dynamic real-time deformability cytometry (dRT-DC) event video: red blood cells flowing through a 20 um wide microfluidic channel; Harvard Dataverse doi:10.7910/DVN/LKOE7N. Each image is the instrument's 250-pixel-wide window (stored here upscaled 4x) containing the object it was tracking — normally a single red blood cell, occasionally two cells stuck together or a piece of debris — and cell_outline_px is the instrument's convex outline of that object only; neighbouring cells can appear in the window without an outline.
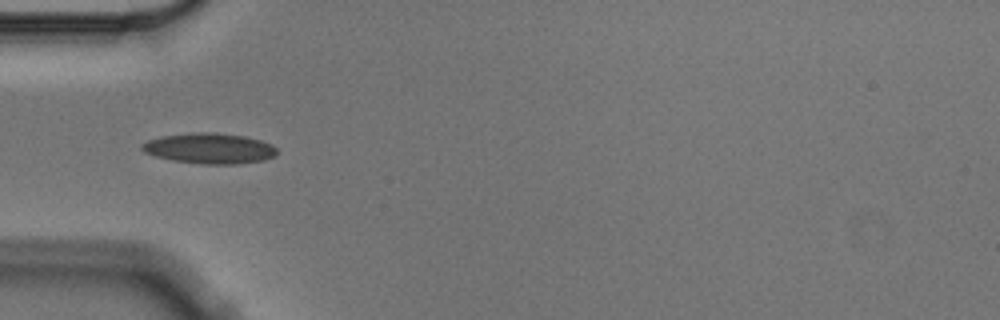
{"species": "Egyptian fruit bat (a non-hibernating species)", "species_latin": "Rousettus aegyptiacus", "temperature_condition": "cold", "stored_images_in_passage": 5, "camera_frame_rate_fps": 3000, "um_per_image_px": 0.085, "animal": {"sex": "male"}, "frame": {"image": 1, "passage_image": 1, "time_ms": 0.0, "image_size_px": [1000, 320], "cell_outline_px": [[276, 156], [264, 160], [236, 164], [204, 164], [172, 160], [156, 156], [144, 152], [140, 148], [140, 144], [148, 140], [160, 136], [192, 132], [216, 132], [244, 136], [260, 140], [272, 144], [276, 148]], "centroid_in_image_um": [17.79, 12.6], "position_along_channel_um": 67.2, "area_um2": 24.16}}
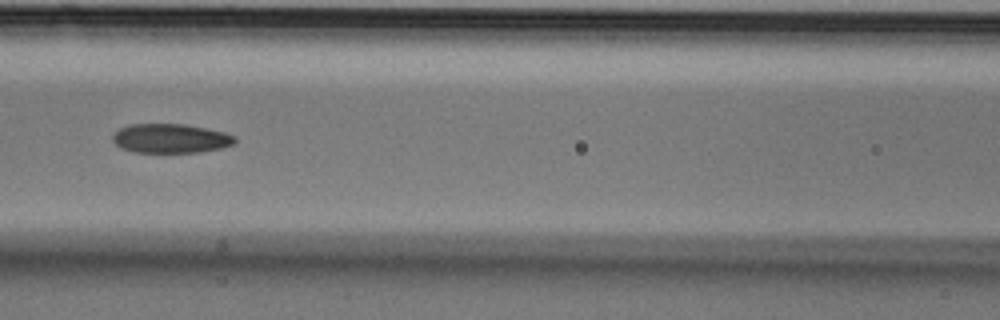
{"frame": {"image": 2, "passage_image": 3, "time_ms": 0.667, "image_size_px": [1000, 320], "cell_outline_px": [[236, 140], [232, 144], [224, 148], [200, 152], [132, 152], [120, 148], [112, 140], [112, 136], [120, 128], [128, 124], [184, 124], [224, 132], [236, 136]], "centroid_in_image_um": [14.49, 11.77], "position_along_channel_um": 152.1, "area_um2": 20.87}}
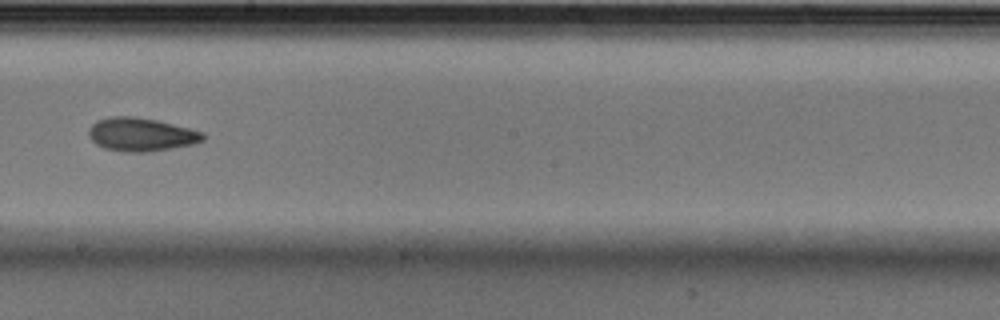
{"frame": {"image": 3, "passage_image": 5, "time_ms": 1.333, "image_size_px": [1000, 320], "cell_outline_px": [[204, 140], [196, 144], [148, 152], [128, 152], [104, 148], [96, 144], [88, 136], [88, 128], [96, 120], [112, 116], [132, 116], [156, 120], [204, 132]], "centroid_in_image_um": [11.98, 11.43], "position_along_channel_um": 236.2, "area_um2": 22.31}}